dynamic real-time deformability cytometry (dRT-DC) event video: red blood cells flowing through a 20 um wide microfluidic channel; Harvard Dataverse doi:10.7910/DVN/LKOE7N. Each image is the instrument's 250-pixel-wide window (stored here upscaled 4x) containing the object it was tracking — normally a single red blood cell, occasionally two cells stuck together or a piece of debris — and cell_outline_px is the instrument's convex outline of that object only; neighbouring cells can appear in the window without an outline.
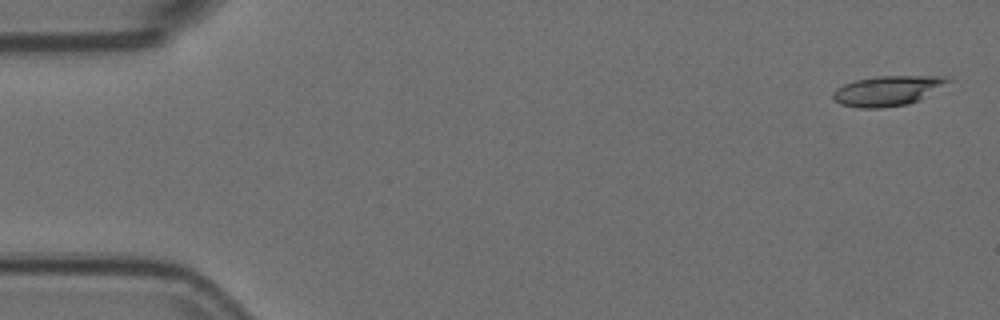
{"species": "Egyptian fruit bat (a non-hibernating species)", "species_latin": "Rousettus aegyptiacus", "temperature_condition": "room temperature", "stored_images_in_passage": 4, "camera_frame_rate_fps": 3000, "um_per_image_px": 0.085, "animal": {"sex": "female"}, "frame": {"image": 1, "passage_image": 1, "time_ms": 0.0, "image_size_px": [1000, 320], "cell_outline_px": [[956, 80], [920, 100], [908, 104], [880, 108], [860, 108], [840, 104], [832, 96], [832, 92], [836, 88], [844, 84], [856, 80], [876, 76], [952, 76]], "centroid_in_image_um": [75.54, 7.7], "position_along_channel_um": 9.5, "area_um2": 20.46}}
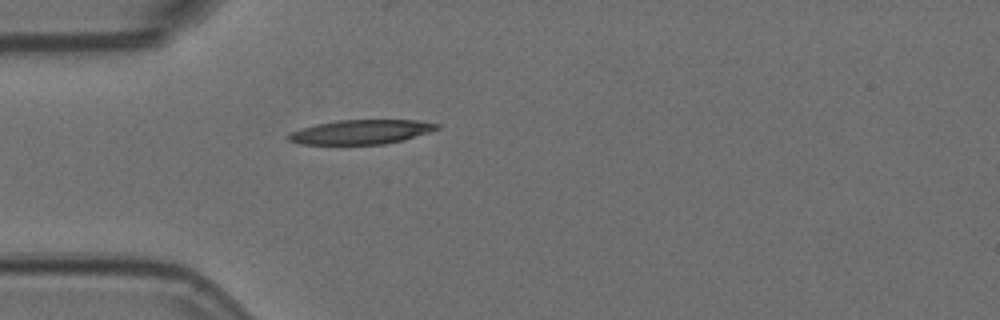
{"frame": {"image": 2, "passage_image": 4, "time_ms": 1.0, "image_size_px": [1000, 320], "cell_outline_px": [[440, 128], [428, 132], [400, 140], [384, 144], [300, 144], [288, 140], [288, 132], [300, 128], [316, 124], [336, 120], [416, 120], [440, 124]], "centroid_in_image_um": [30.63, 11.2], "position_along_channel_um": 54.4, "area_um2": 20.92}}